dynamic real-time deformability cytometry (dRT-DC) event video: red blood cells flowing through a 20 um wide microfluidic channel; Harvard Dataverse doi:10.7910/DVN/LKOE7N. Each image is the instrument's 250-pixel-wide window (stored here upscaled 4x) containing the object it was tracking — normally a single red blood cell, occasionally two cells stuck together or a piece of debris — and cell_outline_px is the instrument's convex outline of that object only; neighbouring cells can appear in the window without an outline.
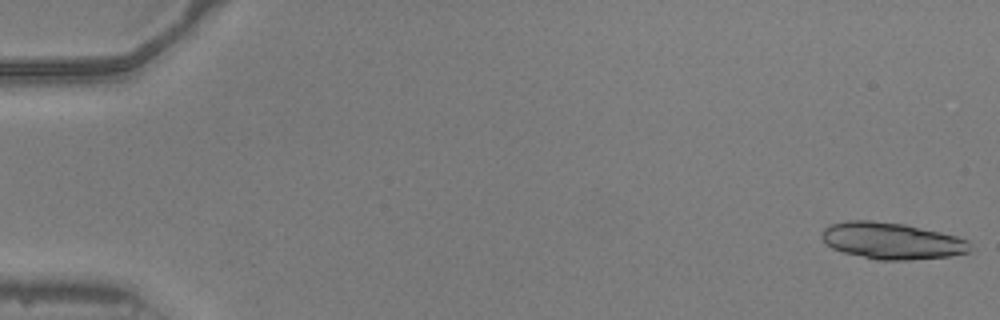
{"species": "common noctule bat (a hibernating species)", "species_latin": "Nyctalus noctula", "temperature_condition": "warm", "stored_images_in_passage": 51, "camera_frame_rate_fps": 3000, "um_per_image_px": 0.085, "animal": {"sex": "male", "body_mass_g": 20.5, "forearm_length_mm": 52.5}, "frame": {"image": 1, "passage_image": 1, "time_ms": 0.0, "image_size_px": [1000, 320], "cell_outline_px": [[972, 252], [952, 256], [908, 260], [876, 260], [844, 252], [832, 248], [824, 244], [820, 236], [820, 232], [828, 224], [848, 220], [872, 220], [904, 224], [940, 232], [956, 236], [968, 240]], "centroid_in_image_um": [75.76, 20.47], "position_along_channel_um": 9.2, "area_um2": 32.02}}
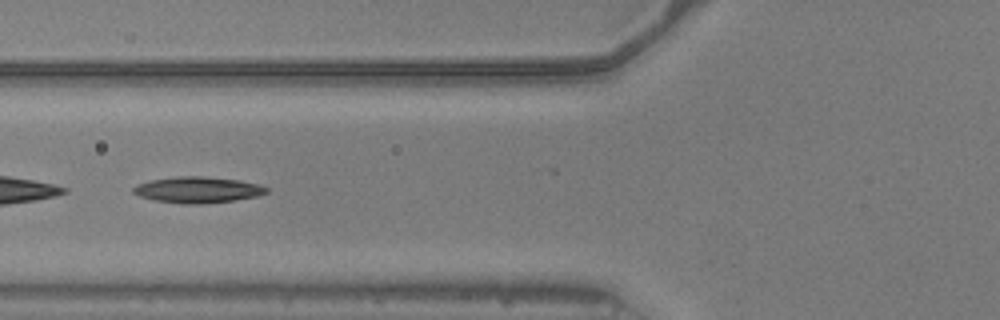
{"frame": {"image": 2, "passage_image": 21, "time_ms": 6.667, "image_size_px": [1000, 320], "cell_outline_px": [[268, 192], [256, 196], [236, 200], [200, 204], [180, 204], [152, 200], [140, 196], [132, 192], [132, 188], [136, 184], [152, 180], [176, 176], [200, 176], [240, 180], [260, 184], [268, 188]], "centroid_in_image_um": [16.79, 16.14], "position_along_channel_um": 109.0, "area_um2": 20.4}}
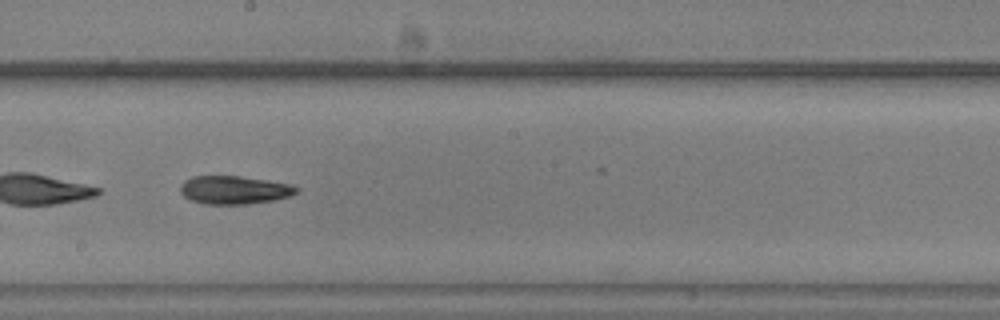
{"frame": {"image": 3, "passage_image": 30, "time_ms": 9.667, "image_size_px": [1000, 320], "cell_outline_px": [[300, 188], [296, 192], [288, 196], [272, 200], [248, 204], [204, 204], [192, 200], [184, 196], [180, 192], [180, 184], [184, 180], [192, 176], [240, 176], [288, 184]], "centroid_in_image_um": [19.85, 16.14], "position_along_channel_um": 228.4, "area_um2": 18.9}, "authors_computed_cell_mechanics": {"area_um2": 19.941, "velocity_mm_per_s": 3.9605, "shape_relaxation_time_tau1_ms": 5.61, "shape_relaxation_time_tau2_ms": 6.6392, "deformation_change_tau1": 0.1625, "deformation_change_tau2": 0.1698}}